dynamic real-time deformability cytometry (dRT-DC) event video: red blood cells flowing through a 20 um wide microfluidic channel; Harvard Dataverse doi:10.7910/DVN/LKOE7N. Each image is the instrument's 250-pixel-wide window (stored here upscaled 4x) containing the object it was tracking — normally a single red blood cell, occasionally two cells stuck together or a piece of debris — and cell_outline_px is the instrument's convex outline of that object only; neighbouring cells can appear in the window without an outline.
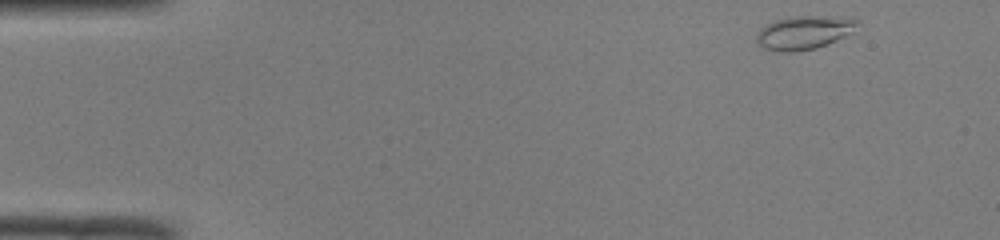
{"species": "common noctule bat (a hibernating species)", "species_latin": "Nyctalus noctula", "temperature_condition": "room temperature", "stored_images_in_passage": 46, "camera_frame_rate_fps": 3000, "um_per_image_px": 0.085, "animal": {"sex": "male", "body_mass_g": 19.0, "forearm_length_mm": 50.8}, "frame": {"image": 1, "passage_image": 1, "time_ms": 0.0, "image_size_px": [1000, 240], "cell_outline_px": [[860, 20], [852, 32], [836, 40], [816, 48], [792, 52], [784, 52], [764, 48], [756, 44], [756, 32], [764, 24], [776, 20], [796, 16], [852, 16]], "centroid_in_image_um": [68.34, 2.74], "position_along_channel_um": 16.7, "area_um2": 19.94}}
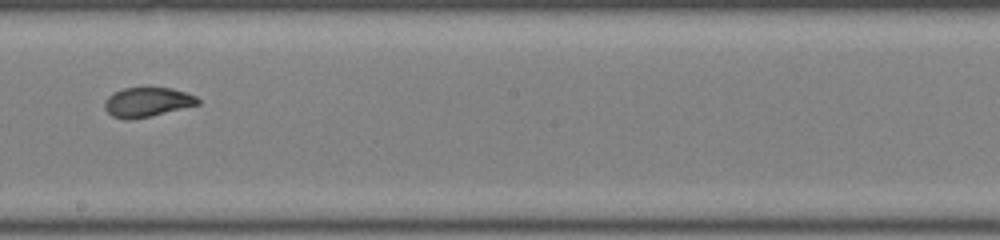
{"frame": {"image": 2, "passage_image": 25, "time_ms": 8.0, "image_size_px": [1000, 240], "cell_outline_px": [[200, 104], [152, 116], [128, 120], [124, 120], [112, 116], [104, 108], [104, 100], [108, 96], [124, 88], [172, 88], [196, 96], [200, 100]], "centroid_in_image_um": [12.51, 8.69], "position_along_channel_um": 235.7, "area_um2": 16.01}}
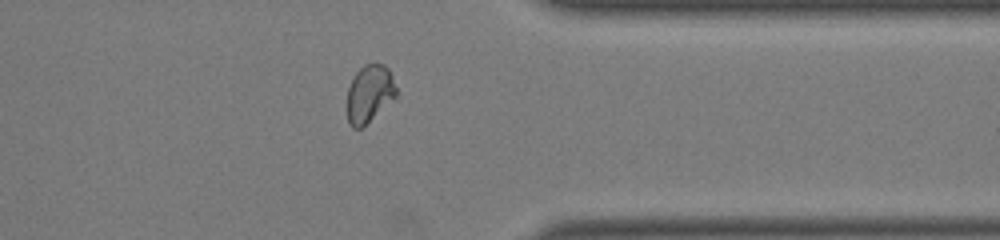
{"frame": {"image": 3, "passage_image": 36, "time_ms": 11.667, "image_size_px": [1000, 240], "cell_outline_px": [[400, 96], [360, 128], [352, 128], [348, 124], [348, 88], [356, 72], [364, 64], [384, 64], [388, 68], [400, 92]], "centroid_in_image_um": [31.47, 7.96], "position_along_channel_um": 379.9, "area_um2": 16.76}, "authors_computed_cell_mechanics": {"area_um2": 17.1377, "velocity_mm_per_s": 4.1064, "shape_relaxation_time_tau1_ms": 4.686, "shape_relaxation_time_tau2_ms": 0.8372, "deformation_change_tau1": 0.1789, "deformation_change_tau2": 0.0519}}